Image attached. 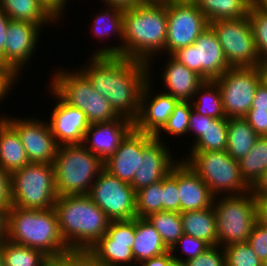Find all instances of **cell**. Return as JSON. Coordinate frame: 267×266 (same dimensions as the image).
<instances>
[{
	"instance_id": "obj_1",
	"label": "cell",
	"mask_w": 267,
	"mask_h": 266,
	"mask_svg": "<svg viewBox=\"0 0 267 266\" xmlns=\"http://www.w3.org/2000/svg\"><path fill=\"white\" fill-rule=\"evenodd\" d=\"M89 64L79 69L93 88L108 101L119 117L134 122L142 91L149 81L147 62L119 55H91Z\"/></svg>"
},
{
	"instance_id": "obj_2",
	"label": "cell",
	"mask_w": 267,
	"mask_h": 266,
	"mask_svg": "<svg viewBox=\"0 0 267 266\" xmlns=\"http://www.w3.org/2000/svg\"><path fill=\"white\" fill-rule=\"evenodd\" d=\"M166 37V1L146 0L123 9L122 56L147 62L152 73V62L164 53Z\"/></svg>"
},
{
	"instance_id": "obj_3",
	"label": "cell",
	"mask_w": 267,
	"mask_h": 266,
	"mask_svg": "<svg viewBox=\"0 0 267 266\" xmlns=\"http://www.w3.org/2000/svg\"><path fill=\"white\" fill-rule=\"evenodd\" d=\"M63 240L72 252H86L111 220L88 195L58 196L53 207Z\"/></svg>"
},
{
	"instance_id": "obj_4",
	"label": "cell",
	"mask_w": 267,
	"mask_h": 266,
	"mask_svg": "<svg viewBox=\"0 0 267 266\" xmlns=\"http://www.w3.org/2000/svg\"><path fill=\"white\" fill-rule=\"evenodd\" d=\"M7 239L41 250L51 260H61L72 252L63 240L56 212L11 206L7 210Z\"/></svg>"
},
{
	"instance_id": "obj_5",
	"label": "cell",
	"mask_w": 267,
	"mask_h": 266,
	"mask_svg": "<svg viewBox=\"0 0 267 266\" xmlns=\"http://www.w3.org/2000/svg\"><path fill=\"white\" fill-rule=\"evenodd\" d=\"M53 166L58 196L87 195L104 161L83 144L61 145Z\"/></svg>"
},
{
	"instance_id": "obj_6",
	"label": "cell",
	"mask_w": 267,
	"mask_h": 266,
	"mask_svg": "<svg viewBox=\"0 0 267 266\" xmlns=\"http://www.w3.org/2000/svg\"><path fill=\"white\" fill-rule=\"evenodd\" d=\"M57 70L52 73L48 85L65 103L82 110L90 124L108 123L119 118L109 101L93 88L79 69L70 72L59 67Z\"/></svg>"
},
{
	"instance_id": "obj_7",
	"label": "cell",
	"mask_w": 267,
	"mask_h": 266,
	"mask_svg": "<svg viewBox=\"0 0 267 266\" xmlns=\"http://www.w3.org/2000/svg\"><path fill=\"white\" fill-rule=\"evenodd\" d=\"M218 197H214L212 204L216 215L218 245L225 247L248 242L258 220L257 202L252 191Z\"/></svg>"
},
{
	"instance_id": "obj_8",
	"label": "cell",
	"mask_w": 267,
	"mask_h": 266,
	"mask_svg": "<svg viewBox=\"0 0 267 266\" xmlns=\"http://www.w3.org/2000/svg\"><path fill=\"white\" fill-rule=\"evenodd\" d=\"M10 197L15 207L53 208L58 197L53 164L29 163L10 174Z\"/></svg>"
},
{
	"instance_id": "obj_9",
	"label": "cell",
	"mask_w": 267,
	"mask_h": 266,
	"mask_svg": "<svg viewBox=\"0 0 267 266\" xmlns=\"http://www.w3.org/2000/svg\"><path fill=\"white\" fill-rule=\"evenodd\" d=\"M185 157L182 160L206 183L214 197L251 191L241 176L238 161L226 151L189 152Z\"/></svg>"
},
{
	"instance_id": "obj_10",
	"label": "cell",
	"mask_w": 267,
	"mask_h": 266,
	"mask_svg": "<svg viewBox=\"0 0 267 266\" xmlns=\"http://www.w3.org/2000/svg\"><path fill=\"white\" fill-rule=\"evenodd\" d=\"M230 68L261 66L249 17L209 23Z\"/></svg>"
},
{
	"instance_id": "obj_11",
	"label": "cell",
	"mask_w": 267,
	"mask_h": 266,
	"mask_svg": "<svg viewBox=\"0 0 267 266\" xmlns=\"http://www.w3.org/2000/svg\"><path fill=\"white\" fill-rule=\"evenodd\" d=\"M221 91L226 118H243L252 106L261 81L260 66L230 68L214 80Z\"/></svg>"
},
{
	"instance_id": "obj_12",
	"label": "cell",
	"mask_w": 267,
	"mask_h": 266,
	"mask_svg": "<svg viewBox=\"0 0 267 266\" xmlns=\"http://www.w3.org/2000/svg\"><path fill=\"white\" fill-rule=\"evenodd\" d=\"M171 56L205 81L216 80L230 69L223 48L210 27L192 45L177 49Z\"/></svg>"
},
{
	"instance_id": "obj_13",
	"label": "cell",
	"mask_w": 267,
	"mask_h": 266,
	"mask_svg": "<svg viewBox=\"0 0 267 266\" xmlns=\"http://www.w3.org/2000/svg\"><path fill=\"white\" fill-rule=\"evenodd\" d=\"M87 195L111 221L137 218L133 187L105 169L100 172Z\"/></svg>"
},
{
	"instance_id": "obj_14",
	"label": "cell",
	"mask_w": 267,
	"mask_h": 266,
	"mask_svg": "<svg viewBox=\"0 0 267 266\" xmlns=\"http://www.w3.org/2000/svg\"><path fill=\"white\" fill-rule=\"evenodd\" d=\"M167 37L164 52L192 45L209 27V22L195 1H166Z\"/></svg>"
},
{
	"instance_id": "obj_15",
	"label": "cell",
	"mask_w": 267,
	"mask_h": 266,
	"mask_svg": "<svg viewBox=\"0 0 267 266\" xmlns=\"http://www.w3.org/2000/svg\"><path fill=\"white\" fill-rule=\"evenodd\" d=\"M134 236L135 218L111 221L106 233L87 252L105 266H135Z\"/></svg>"
},
{
	"instance_id": "obj_16",
	"label": "cell",
	"mask_w": 267,
	"mask_h": 266,
	"mask_svg": "<svg viewBox=\"0 0 267 266\" xmlns=\"http://www.w3.org/2000/svg\"><path fill=\"white\" fill-rule=\"evenodd\" d=\"M2 117L17 131L30 163H54L59 145L48 120L35 116L12 118L6 114Z\"/></svg>"
},
{
	"instance_id": "obj_17",
	"label": "cell",
	"mask_w": 267,
	"mask_h": 266,
	"mask_svg": "<svg viewBox=\"0 0 267 266\" xmlns=\"http://www.w3.org/2000/svg\"><path fill=\"white\" fill-rule=\"evenodd\" d=\"M41 28L29 21L9 22L4 45V70L16 82L20 79V72L23 73L22 68L24 69L35 55Z\"/></svg>"
},
{
	"instance_id": "obj_18",
	"label": "cell",
	"mask_w": 267,
	"mask_h": 266,
	"mask_svg": "<svg viewBox=\"0 0 267 266\" xmlns=\"http://www.w3.org/2000/svg\"><path fill=\"white\" fill-rule=\"evenodd\" d=\"M154 138V135L133 127L122 139L117 150L104 161V169L118 179L131 183L139 168L143 149Z\"/></svg>"
},
{
	"instance_id": "obj_19",
	"label": "cell",
	"mask_w": 267,
	"mask_h": 266,
	"mask_svg": "<svg viewBox=\"0 0 267 266\" xmlns=\"http://www.w3.org/2000/svg\"><path fill=\"white\" fill-rule=\"evenodd\" d=\"M50 95L57 100L48 123L59 146L82 144L90 123L86 114L65 103L49 86Z\"/></svg>"
},
{
	"instance_id": "obj_20",
	"label": "cell",
	"mask_w": 267,
	"mask_h": 266,
	"mask_svg": "<svg viewBox=\"0 0 267 266\" xmlns=\"http://www.w3.org/2000/svg\"><path fill=\"white\" fill-rule=\"evenodd\" d=\"M151 76L149 72V81L142 91L139 113L133 126L138 131L155 135L167 122L178 100L162 91L152 96L154 79Z\"/></svg>"
},
{
	"instance_id": "obj_21",
	"label": "cell",
	"mask_w": 267,
	"mask_h": 266,
	"mask_svg": "<svg viewBox=\"0 0 267 266\" xmlns=\"http://www.w3.org/2000/svg\"><path fill=\"white\" fill-rule=\"evenodd\" d=\"M170 147L163 140L154 138L144 149L140 158L139 168L130 183L134 191H138L162 180L179 162L173 157Z\"/></svg>"
},
{
	"instance_id": "obj_22",
	"label": "cell",
	"mask_w": 267,
	"mask_h": 266,
	"mask_svg": "<svg viewBox=\"0 0 267 266\" xmlns=\"http://www.w3.org/2000/svg\"><path fill=\"white\" fill-rule=\"evenodd\" d=\"M133 127V122L123 117L108 123L90 124L82 144L105 161L117 150L122 139Z\"/></svg>"
},
{
	"instance_id": "obj_23",
	"label": "cell",
	"mask_w": 267,
	"mask_h": 266,
	"mask_svg": "<svg viewBox=\"0 0 267 266\" xmlns=\"http://www.w3.org/2000/svg\"><path fill=\"white\" fill-rule=\"evenodd\" d=\"M177 186L180 195V213L212 206L214 196L208 186L181 158L177 163Z\"/></svg>"
},
{
	"instance_id": "obj_24",
	"label": "cell",
	"mask_w": 267,
	"mask_h": 266,
	"mask_svg": "<svg viewBox=\"0 0 267 266\" xmlns=\"http://www.w3.org/2000/svg\"><path fill=\"white\" fill-rule=\"evenodd\" d=\"M164 64V71L161 75L165 87L162 91L175 97L178 101H191L196 90L205 80L185 65L179 63L171 55ZM167 90V91H166Z\"/></svg>"
},
{
	"instance_id": "obj_25",
	"label": "cell",
	"mask_w": 267,
	"mask_h": 266,
	"mask_svg": "<svg viewBox=\"0 0 267 266\" xmlns=\"http://www.w3.org/2000/svg\"><path fill=\"white\" fill-rule=\"evenodd\" d=\"M105 8L99 14L95 15L92 21V32L101 42L107 41L110 35L115 34L119 38V46L112 44L110 47L97 48L92 55H119L122 56V41H123V9L114 6L104 5ZM108 38V39H106ZM114 45V46H113Z\"/></svg>"
},
{
	"instance_id": "obj_26",
	"label": "cell",
	"mask_w": 267,
	"mask_h": 266,
	"mask_svg": "<svg viewBox=\"0 0 267 266\" xmlns=\"http://www.w3.org/2000/svg\"><path fill=\"white\" fill-rule=\"evenodd\" d=\"M17 131L0 117V166L9 174L29 164Z\"/></svg>"
},
{
	"instance_id": "obj_27",
	"label": "cell",
	"mask_w": 267,
	"mask_h": 266,
	"mask_svg": "<svg viewBox=\"0 0 267 266\" xmlns=\"http://www.w3.org/2000/svg\"><path fill=\"white\" fill-rule=\"evenodd\" d=\"M136 264L150 258L160 256L169 249L165 246L161 235L147 218H135V236L132 247Z\"/></svg>"
},
{
	"instance_id": "obj_28",
	"label": "cell",
	"mask_w": 267,
	"mask_h": 266,
	"mask_svg": "<svg viewBox=\"0 0 267 266\" xmlns=\"http://www.w3.org/2000/svg\"><path fill=\"white\" fill-rule=\"evenodd\" d=\"M183 232L204 240L210 246H218L216 215L213 207L181 212Z\"/></svg>"
},
{
	"instance_id": "obj_29",
	"label": "cell",
	"mask_w": 267,
	"mask_h": 266,
	"mask_svg": "<svg viewBox=\"0 0 267 266\" xmlns=\"http://www.w3.org/2000/svg\"><path fill=\"white\" fill-rule=\"evenodd\" d=\"M0 8L11 20L29 21L43 29L59 24L38 0H0Z\"/></svg>"
},
{
	"instance_id": "obj_30",
	"label": "cell",
	"mask_w": 267,
	"mask_h": 266,
	"mask_svg": "<svg viewBox=\"0 0 267 266\" xmlns=\"http://www.w3.org/2000/svg\"><path fill=\"white\" fill-rule=\"evenodd\" d=\"M258 137L244 117L229 118L226 152L239 161L250 152Z\"/></svg>"
},
{
	"instance_id": "obj_31",
	"label": "cell",
	"mask_w": 267,
	"mask_h": 266,
	"mask_svg": "<svg viewBox=\"0 0 267 266\" xmlns=\"http://www.w3.org/2000/svg\"><path fill=\"white\" fill-rule=\"evenodd\" d=\"M208 22L240 19L249 15L253 0H195Z\"/></svg>"
},
{
	"instance_id": "obj_32",
	"label": "cell",
	"mask_w": 267,
	"mask_h": 266,
	"mask_svg": "<svg viewBox=\"0 0 267 266\" xmlns=\"http://www.w3.org/2000/svg\"><path fill=\"white\" fill-rule=\"evenodd\" d=\"M229 118L206 116V127L202 135L193 143L190 152L226 151Z\"/></svg>"
},
{
	"instance_id": "obj_33",
	"label": "cell",
	"mask_w": 267,
	"mask_h": 266,
	"mask_svg": "<svg viewBox=\"0 0 267 266\" xmlns=\"http://www.w3.org/2000/svg\"><path fill=\"white\" fill-rule=\"evenodd\" d=\"M238 163L243 180L252 188L267 171V136H259L250 152Z\"/></svg>"
},
{
	"instance_id": "obj_34",
	"label": "cell",
	"mask_w": 267,
	"mask_h": 266,
	"mask_svg": "<svg viewBox=\"0 0 267 266\" xmlns=\"http://www.w3.org/2000/svg\"><path fill=\"white\" fill-rule=\"evenodd\" d=\"M190 102L193 110L203 116L220 119L226 118L223 110L221 91L214 80L205 81L196 90Z\"/></svg>"
},
{
	"instance_id": "obj_35",
	"label": "cell",
	"mask_w": 267,
	"mask_h": 266,
	"mask_svg": "<svg viewBox=\"0 0 267 266\" xmlns=\"http://www.w3.org/2000/svg\"><path fill=\"white\" fill-rule=\"evenodd\" d=\"M1 245L4 266H46L51 261L41 250L8 239L2 241Z\"/></svg>"
},
{
	"instance_id": "obj_36",
	"label": "cell",
	"mask_w": 267,
	"mask_h": 266,
	"mask_svg": "<svg viewBox=\"0 0 267 266\" xmlns=\"http://www.w3.org/2000/svg\"><path fill=\"white\" fill-rule=\"evenodd\" d=\"M146 218L159 232L165 246L169 250L184 234L180 213L161 211L150 214Z\"/></svg>"
},
{
	"instance_id": "obj_37",
	"label": "cell",
	"mask_w": 267,
	"mask_h": 266,
	"mask_svg": "<svg viewBox=\"0 0 267 266\" xmlns=\"http://www.w3.org/2000/svg\"><path fill=\"white\" fill-rule=\"evenodd\" d=\"M192 109L193 108L190 101H178L177 104L174 106L173 112L168 118L167 122L154 135V137L158 140H164V138L161 137V134L164 131V134L168 133L167 135L177 137L188 134L190 114Z\"/></svg>"
},
{
	"instance_id": "obj_38",
	"label": "cell",
	"mask_w": 267,
	"mask_h": 266,
	"mask_svg": "<svg viewBox=\"0 0 267 266\" xmlns=\"http://www.w3.org/2000/svg\"><path fill=\"white\" fill-rule=\"evenodd\" d=\"M162 211V180L136 191L137 217L146 218Z\"/></svg>"
},
{
	"instance_id": "obj_39",
	"label": "cell",
	"mask_w": 267,
	"mask_h": 266,
	"mask_svg": "<svg viewBox=\"0 0 267 266\" xmlns=\"http://www.w3.org/2000/svg\"><path fill=\"white\" fill-rule=\"evenodd\" d=\"M248 17L261 65H267V13L252 4Z\"/></svg>"
},
{
	"instance_id": "obj_40",
	"label": "cell",
	"mask_w": 267,
	"mask_h": 266,
	"mask_svg": "<svg viewBox=\"0 0 267 266\" xmlns=\"http://www.w3.org/2000/svg\"><path fill=\"white\" fill-rule=\"evenodd\" d=\"M226 266H263V261L253 251L248 242L223 247Z\"/></svg>"
},
{
	"instance_id": "obj_41",
	"label": "cell",
	"mask_w": 267,
	"mask_h": 266,
	"mask_svg": "<svg viewBox=\"0 0 267 266\" xmlns=\"http://www.w3.org/2000/svg\"><path fill=\"white\" fill-rule=\"evenodd\" d=\"M209 247H211L207 242L201 239H197L191 235L183 234L176 244L171 248V253L174 258V260L187 262L190 259H193L197 256H199L201 253L205 252ZM181 249V250H180ZM176 250H180L184 255V258L182 256H179L178 252L176 255ZM181 258V259H180Z\"/></svg>"
},
{
	"instance_id": "obj_42",
	"label": "cell",
	"mask_w": 267,
	"mask_h": 266,
	"mask_svg": "<svg viewBox=\"0 0 267 266\" xmlns=\"http://www.w3.org/2000/svg\"><path fill=\"white\" fill-rule=\"evenodd\" d=\"M162 211L180 213V195L177 186V164L162 179Z\"/></svg>"
},
{
	"instance_id": "obj_43",
	"label": "cell",
	"mask_w": 267,
	"mask_h": 266,
	"mask_svg": "<svg viewBox=\"0 0 267 266\" xmlns=\"http://www.w3.org/2000/svg\"><path fill=\"white\" fill-rule=\"evenodd\" d=\"M186 263L188 266H226L224 248L219 245L211 246L205 252L188 260Z\"/></svg>"
},
{
	"instance_id": "obj_44",
	"label": "cell",
	"mask_w": 267,
	"mask_h": 266,
	"mask_svg": "<svg viewBox=\"0 0 267 266\" xmlns=\"http://www.w3.org/2000/svg\"><path fill=\"white\" fill-rule=\"evenodd\" d=\"M248 243L263 262L267 260V226L259 220L252 228Z\"/></svg>"
},
{
	"instance_id": "obj_45",
	"label": "cell",
	"mask_w": 267,
	"mask_h": 266,
	"mask_svg": "<svg viewBox=\"0 0 267 266\" xmlns=\"http://www.w3.org/2000/svg\"><path fill=\"white\" fill-rule=\"evenodd\" d=\"M244 118L258 136H267V111L249 110Z\"/></svg>"
},
{
	"instance_id": "obj_46",
	"label": "cell",
	"mask_w": 267,
	"mask_h": 266,
	"mask_svg": "<svg viewBox=\"0 0 267 266\" xmlns=\"http://www.w3.org/2000/svg\"><path fill=\"white\" fill-rule=\"evenodd\" d=\"M69 266H105L96 261L87 251L70 252L62 258Z\"/></svg>"
},
{
	"instance_id": "obj_47",
	"label": "cell",
	"mask_w": 267,
	"mask_h": 266,
	"mask_svg": "<svg viewBox=\"0 0 267 266\" xmlns=\"http://www.w3.org/2000/svg\"><path fill=\"white\" fill-rule=\"evenodd\" d=\"M10 174L0 166V207L10 208Z\"/></svg>"
},
{
	"instance_id": "obj_48",
	"label": "cell",
	"mask_w": 267,
	"mask_h": 266,
	"mask_svg": "<svg viewBox=\"0 0 267 266\" xmlns=\"http://www.w3.org/2000/svg\"><path fill=\"white\" fill-rule=\"evenodd\" d=\"M205 127H206V116H203L192 109L190 114L188 133L193 132L194 134L193 136L195 138L192 139H194L193 140L194 142L202 135Z\"/></svg>"
},
{
	"instance_id": "obj_49",
	"label": "cell",
	"mask_w": 267,
	"mask_h": 266,
	"mask_svg": "<svg viewBox=\"0 0 267 266\" xmlns=\"http://www.w3.org/2000/svg\"><path fill=\"white\" fill-rule=\"evenodd\" d=\"M44 8L57 20L61 21L60 18L66 11V3L68 0H38Z\"/></svg>"
},
{
	"instance_id": "obj_50",
	"label": "cell",
	"mask_w": 267,
	"mask_h": 266,
	"mask_svg": "<svg viewBox=\"0 0 267 266\" xmlns=\"http://www.w3.org/2000/svg\"><path fill=\"white\" fill-rule=\"evenodd\" d=\"M10 18L0 8V67L4 69V45Z\"/></svg>"
},
{
	"instance_id": "obj_51",
	"label": "cell",
	"mask_w": 267,
	"mask_h": 266,
	"mask_svg": "<svg viewBox=\"0 0 267 266\" xmlns=\"http://www.w3.org/2000/svg\"><path fill=\"white\" fill-rule=\"evenodd\" d=\"M250 110L267 111V87L263 82L256 89Z\"/></svg>"
},
{
	"instance_id": "obj_52",
	"label": "cell",
	"mask_w": 267,
	"mask_h": 266,
	"mask_svg": "<svg viewBox=\"0 0 267 266\" xmlns=\"http://www.w3.org/2000/svg\"><path fill=\"white\" fill-rule=\"evenodd\" d=\"M14 84H17L16 81L0 67V101L5 100L4 98L12 90Z\"/></svg>"
},
{
	"instance_id": "obj_53",
	"label": "cell",
	"mask_w": 267,
	"mask_h": 266,
	"mask_svg": "<svg viewBox=\"0 0 267 266\" xmlns=\"http://www.w3.org/2000/svg\"><path fill=\"white\" fill-rule=\"evenodd\" d=\"M173 260L174 258L171 251L169 250L160 256L145 260L136 266H170Z\"/></svg>"
},
{
	"instance_id": "obj_54",
	"label": "cell",
	"mask_w": 267,
	"mask_h": 266,
	"mask_svg": "<svg viewBox=\"0 0 267 266\" xmlns=\"http://www.w3.org/2000/svg\"><path fill=\"white\" fill-rule=\"evenodd\" d=\"M255 198L267 197V171L260 177V179L251 188Z\"/></svg>"
},
{
	"instance_id": "obj_55",
	"label": "cell",
	"mask_w": 267,
	"mask_h": 266,
	"mask_svg": "<svg viewBox=\"0 0 267 266\" xmlns=\"http://www.w3.org/2000/svg\"><path fill=\"white\" fill-rule=\"evenodd\" d=\"M104 5L128 9L146 0H100Z\"/></svg>"
},
{
	"instance_id": "obj_56",
	"label": "cell",
	"mask_w": 267,
	"mask_h": 266,
	"mask_svg": "<svg viewBox=\"0 0 267 266\" xmlns=\"http://www.w3.org/2000/svg\"><path fill=\"white\" fill-rule=\"evenodd\" d=\"M258 220L267 226V197L256 198Z\"/></svg>"
},
{
	"instance_id": "obj_57",
	"label": "cell",
	"mask_w": 267,
	"mask_h": 266,
	"mask_svg": "<svg viewBox=\"0 0 267 266\" xmlns=\"http://www.w3.org/2000/svg\"><path fill=\"white\" fill-rule=\"evenodd\" d=\"M9 208L0 207V243L7 239V210Z\"/></svg>"
},
{
	"instance_id": "obj_58",
	"label": "cell",
	"mask_w": 267,
	"mask_h": 266,
	"mask_svg": "<svg viewBox=\"0 0 267 266\" xmlns=\"http://www.w3.org/2000/svg\"><path fill=\"white\" fill-rule=\"evenodd\" d=\"M253 4L263 12L267 13V0H253Z\"/></svg>"
},
{
	"instance_id": "obj_59",
	"label": "cell",
	"mask_w": 267,
	"mask_h": 266,
	"mask_svg": "<svg viewBox=\"0 0 267 266\" xmlns=\"http://www.w3.org/2000/svg\"><path fill=\"white\" fill-rule=\"evenodd\" d=\"M260 72H261V81L267 87V65H261Z\"/></svg>"
},
{
	"instance_id": "obj_60",
	"label": "cell",
	"mask_w": 267,
	"mask_h": 266,
	"mask_svg": "<svg viewBox=\"0 0 267 266\" xmlns=\"http://www.w3.org/2000/svg\"><path fill=\"white\" fill-rule=\"evenodd\" d=\"M46 266H69L63 259L51 260Z\"/></svg>"
},
{
	"instance_id": "obj_61",
	"label": "cell",
	"mask_w": 267,
	"mask_h": 266,
	"mask_svg": "<svg viewBox=\"0 0 267 266\" xmlns=\"http://www.w3.org/2000/svg\"><path fill=\"white\" fill-rule=\"evenodd\" d=\"M170 266H188L186 262L173 260Z\"/></svg>"
},
{
	"instance_id": "obj_62",
	"label": "cell",
	"mask_w": 267,
	"mask_h": 266,
	"mask_svg": "<svg viewBox=\"0 0 267 266\" xmlns=\"http://www.w3.org/2000/svg\"><path fill=\"white\" fill-rule=\"evenodd\" d=\"M0 266H4L1 243H0Z\"/></svg>"
},
{
	"instance_id": "obj_63",
	"label": "cell",
	"mask_w": 267,
	"mask_h": 266,
	"mask_svg": "<svg viewBox=\"0 0 267 266\" xmlns=\"http://www.w3.org/2000/svg\"><path fill=\"white\" fill-rule=\"evenodd\" d=\"M163 1H195V0H163Z\"/></svg>"
},
{
	"instance_id": "obj_64",
	"label": "cell",
	"mask_w": 267,
	"mask_h": 266,
	"mask_svg": "<svg viewBox=\"0 0 267 266\" xmlns=\"http://www.w3.org/2000/svg\"><path fill=\"white\" fill-rule=\"evenodd\" d=\"M263 266H267V260L263 262Z\"/></svg>"
}]
</instances>
